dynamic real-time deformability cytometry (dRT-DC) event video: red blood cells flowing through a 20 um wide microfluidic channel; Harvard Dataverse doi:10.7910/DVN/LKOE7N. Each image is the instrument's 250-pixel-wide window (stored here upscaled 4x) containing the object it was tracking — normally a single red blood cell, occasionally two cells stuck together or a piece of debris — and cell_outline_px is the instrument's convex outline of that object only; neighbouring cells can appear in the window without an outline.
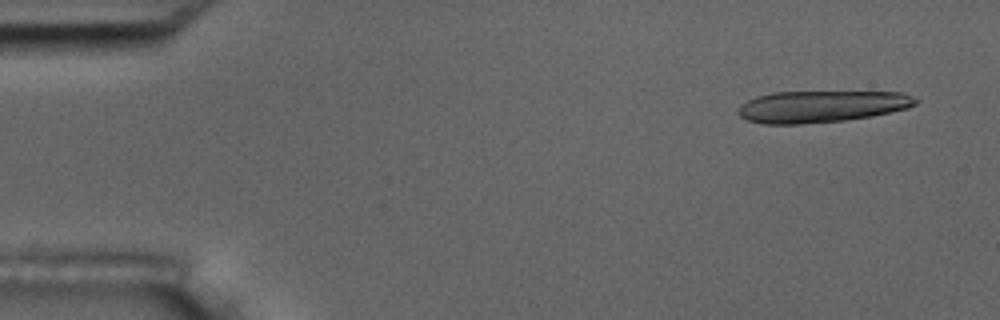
{"species": "common noctule bat (a hibernating species)", "species_latin": "Nyctalus noctula", "temperature_condition": "room temperature", "stored_images_in_passage": 4, "camera_frame_rate_fps": 3000, "um_per_image_px": 0.085, "animal": {"sex": "male", "body_mass_g": 17.5, "forearm_length_mm": 52.3}, "frame": {"image": 1, "passage_image": 1, "time_ms": 0.0, "image_size_px": [1000, 320], "cell_outline_px": [[920, 100], [916, 104], [908, 108], [872, 116], [844, 120], [804, 124], [760, 124], [748, 120], [740, 116], [736, 112], [740, 104], [756, 96], [772, 92], [904, 92]], "centroid_in_image_um": [69.81, 9.05], "position_along_channel_um": 15.2, "area_um2": 33.06}}
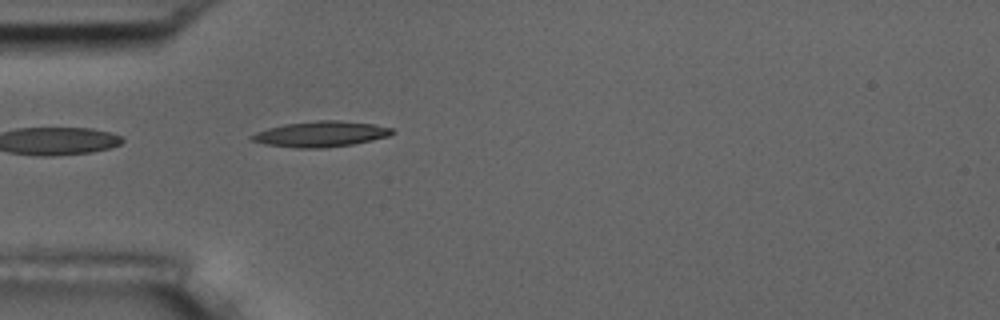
{"frame": {"image": 2, "passage_image": 4, "time_ms": 4.333, "image_size_px": [1000, 320], "cell_outline_px": [[396, 132], [388, 136], [372, 140], [352, 144], [320, 148], [296, 148], [264, 144], [252, 140], [248, 136], [256, 132], [268, 128], [284, 124], [316, 120], [336, 120], [372, 124], [392, 128]], "centroid_in_image_um": [27.24, 11.39], "position_along_channel_um": 57.8, "area_um2": 20.87}}